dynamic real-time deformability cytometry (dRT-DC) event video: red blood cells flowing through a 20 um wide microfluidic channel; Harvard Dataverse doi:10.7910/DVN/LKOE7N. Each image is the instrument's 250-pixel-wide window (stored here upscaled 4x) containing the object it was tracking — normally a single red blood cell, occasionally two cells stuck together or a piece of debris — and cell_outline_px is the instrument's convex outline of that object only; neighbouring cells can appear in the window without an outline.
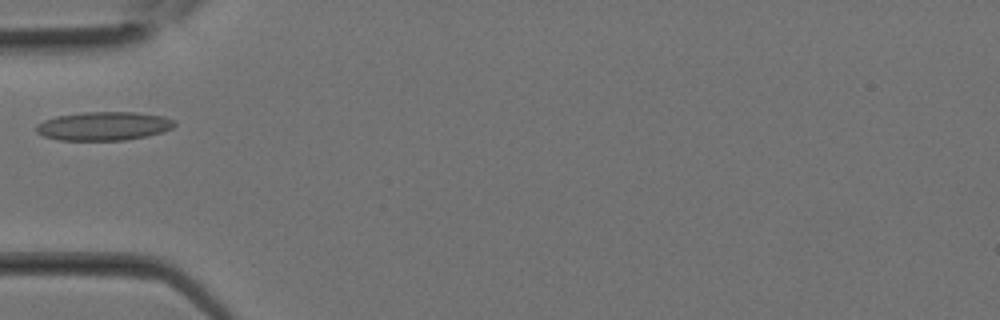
{"species": "Egyptian fruit bat (a non-hibernating species)", "species_latin": "Rousettus aegyptiacus", "temperature_condition": "room temperature", "stored_images_in_passage": 7, "camera_frame_rate_fps": 3000, "um_per_image_px": 0.085, "animal": {"sex": "female"}, "frame": {"image": 1, "passage_image": 6, "time_ms": 1.667, "image_size_px": [1000, 320], "cell_outline_px": [[176, 124], [172, 128], [148, 136], [124, 140], [60, 140], [44, 136], [36, 132], [36, 124], [44, 120], [56, 116], [84, 112], [136, 112], [164, 116], [176, 120]], "centroid_in_image_um": [8.83, 10.71], "position_along_channel_um": 76.2, "area_um2": 23.18}}